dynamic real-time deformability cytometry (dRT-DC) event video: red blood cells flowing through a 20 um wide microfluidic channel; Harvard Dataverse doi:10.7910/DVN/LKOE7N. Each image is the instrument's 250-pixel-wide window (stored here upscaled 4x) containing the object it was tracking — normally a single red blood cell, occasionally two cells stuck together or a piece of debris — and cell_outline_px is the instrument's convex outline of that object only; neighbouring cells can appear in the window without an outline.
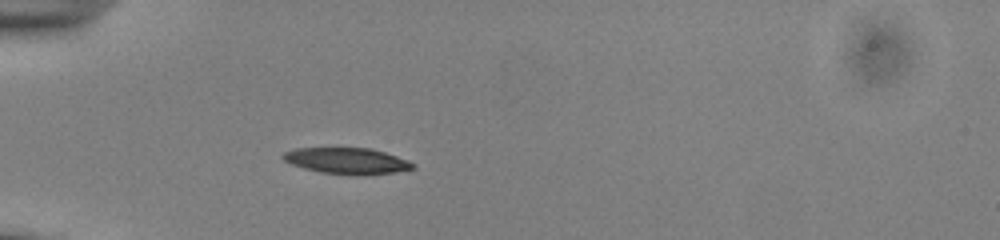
{"species": "common noctule bat (a hibernating species)", "species_latin": "Nyctalus noctula", "temperature_condition": "cold", "stored_images_in_passage": 34, "camera_frame_rate_fps": 3000, "um_per_image_px": 0.085, "animal": {"sex": "male", "body_mass_g": 13.0, "forearm_length_mm": 53.1}, "frame": {"image": 1, "passage_image": 1, "time_ms": 0.0, "image_size_px": [1000, 240], "cell_outline_px": [[416, 168], [396, 172], [360, 176], [356, 176], [320, 172], [304, 168], [292, 164], [284, 160], [280, 156], [284, 152], [296, 148], [372, 148], [408, 160], [416, 164]], "centroid_in_image_um": [29.52, 13.68], "position_along_channel_um": 55.5, "area_um2": 20.0}}
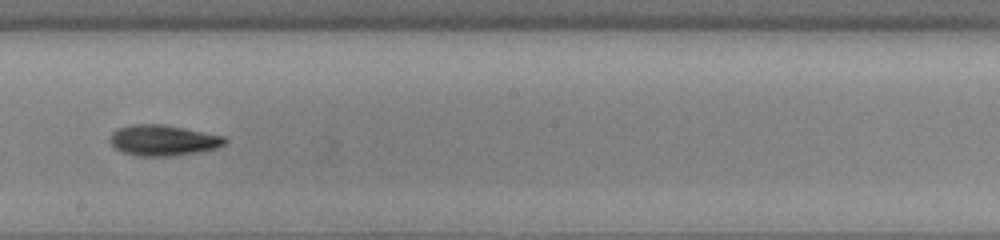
{"frame": {"image": 2, "passage_image": 16, "time_ms": 5.0, "image_size_px": [1000, 240], "cell_outline_px": [[228, 140], [224, 144], [216, 148], [200, 152], [172, 156], [136, 156], [124, 152], [116, 148], [108, 140], [108, 136], [116, 128], [128, 124], [164, 124], [224, 136]], "centroid_in_image_um": [13.83, 11.92], "position_along_channel_um": 234.4, "area_um2": 20.81}}
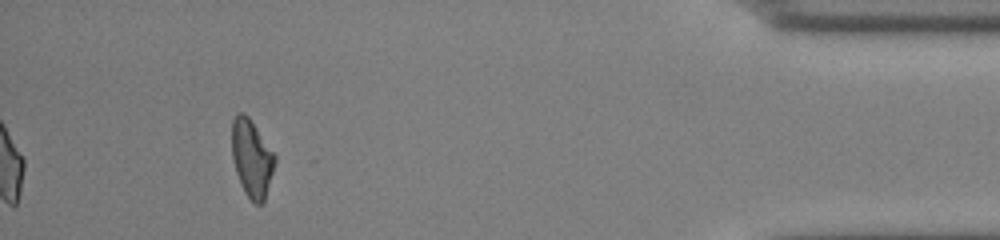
{"frame": {"image": 3, "passage_image": 34, "time_ms": 11.0, "image_size_px": [1000, 240], "cell_outline_px": [[276, 160], [264, 200], [260, 204], [256, 204], [244, 192], [240, 184], [236, 172], [232, 156], [232, 120], [240, 112], [244, 112], [248, 116], [276, 156]], "centroid_in_image_um": [21.39, 13.44], "position_along_channel_um": 413.8, "area_um2": 19.07}, "authors_computed_cell_mechanics": {"area_um2": 20.0277, "velocity_mm_per_s": 3.8659, "shape_relaxation_time_tau1_ms": 2.8628, "shape_relaxation_time_tau2_ms": null, "deformation_change_tau1": 0.1262, "deformation_change_tau2": null}}